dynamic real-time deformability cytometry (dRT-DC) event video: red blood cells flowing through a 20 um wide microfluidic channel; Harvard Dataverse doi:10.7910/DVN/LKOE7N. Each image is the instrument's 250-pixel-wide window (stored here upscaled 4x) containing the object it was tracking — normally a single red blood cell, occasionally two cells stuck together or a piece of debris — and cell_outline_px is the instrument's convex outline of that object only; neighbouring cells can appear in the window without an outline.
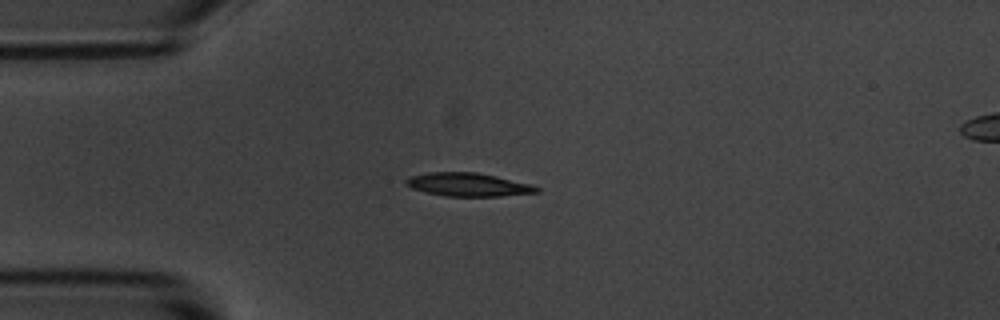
{"species": "common noctule bat (a hibernating species)", "species_latin": "Nyctalus noctula", "temperature_condition": "room temperature", "stored_images_in_passage": 6, "camera_frame_rate_fps": 3000, "um_per_image_px": 0.085, "animal": {"sex": "male", "body_mass_g": 20.1, "forearm_length_mm": 53.5}, "frame": {"image": 1, "passage_image": 3, "time_ms": 3.333, "image_size_px": [1000, 320], "cell_outline_px": [[540, 192], [500, 196], [444, 196], [412, 188], [404, 184], [404, 180], [408, 176], [428, 172], [476, 172], [496, 176], [532, 184], [540, 188]], "centroid_in_image_um": [39.78, 15.68], "position_along_channel_um": 45.2, "area_um2": 17.86}}
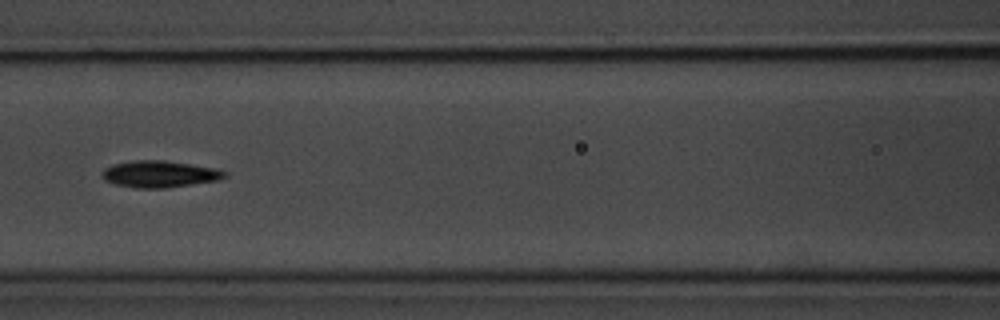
{"frame": {"image": 2, "passage_image": 6, "time_ms": 6.667, "image_size_px": [1000, 320], "cell_outline_px": [[228, 176], [220, 180], [164, 188], [136, 188], [116, 184], [104, 180], [100, 176], [104, 168], [112, 164], [136, 160], [164, 160], [216, 168], [228, 172]], "centroid_in_image_um": [13.57, 14.79], "position_along_channel_um": 153.0, "area_um2": 19.19}}